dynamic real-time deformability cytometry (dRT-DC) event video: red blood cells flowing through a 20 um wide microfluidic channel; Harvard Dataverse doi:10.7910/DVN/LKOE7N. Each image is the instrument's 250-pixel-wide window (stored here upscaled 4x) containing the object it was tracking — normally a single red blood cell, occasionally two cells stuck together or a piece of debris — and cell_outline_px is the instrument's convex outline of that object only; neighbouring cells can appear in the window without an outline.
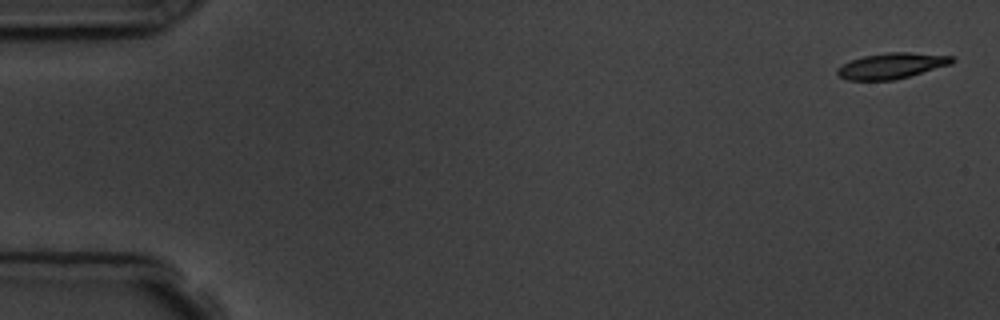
{"species": "common noctule bat (a hibernating species)", "species_latin": "Nyctalus noctula", "temperature_condition": "room temperature", "stored_images_in_passage": 5, "camera_frame_rate_fps": 3000, "um_per_image_px": 0.085, "animal": {"sex": "male", "body_mass_g": 19.5, "forearm_length_mm": 54.6}, "frame": {"image": 1, "passage_image": 1, "time_ms": 0.0, "image_size_px": [1000, 320], "cell_outline_px": [[956, 60], [952, 64], [908, 76], [892, 80], [848, 80], [840, 76], [836, 72], [836, 68], [852, 60], [864, 56], [888, 52], [908, 52], [952, 56]], "centroid_in_image_um": [75.8, 5.59], "position_along_channel_um": 9.2, "area_um2": 16.99}}
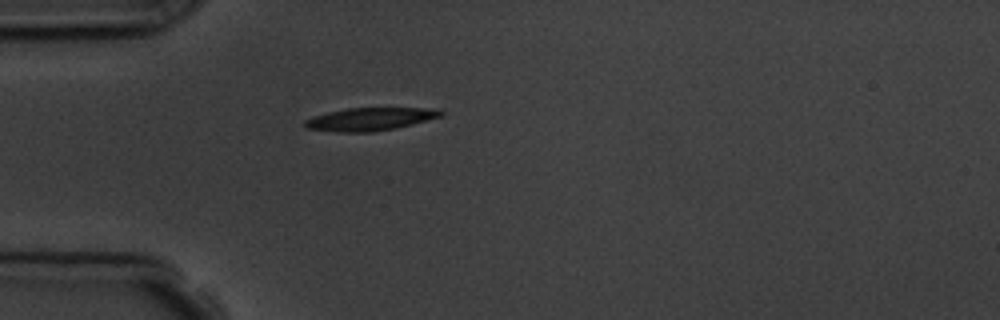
{"frame": {"image": 2, "passage_image": 5, "time_ms": 4.667, "image_size_px": [1000, 320], "cell_outline_px": [[444, 116], [396, 128], [372, 132], [336, 132], [308, 128], [304, 124], [304, 120], [312, 116], [328, 112], [348, 108], [440, 108], [444, 112]], "centroid_in_image_um": [31.5, 10.12], "position_along_channel_um": 53.5, "area_um2": 18.26}}